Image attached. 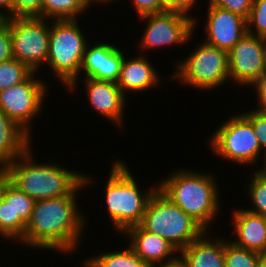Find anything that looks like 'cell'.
<instances>
[{"label": "cell", "mask_w": 266, "mask_h": 267, "mask_svg": "<svg viewBox=\"0 0 266 267\" xmlns=\"http://www.w3.org/2000/svg\"><path fill=\"white\" fill-rule=\"evenodd\" d=\"M83 82L88 102L94 111L123 129L127 99L117 83L92 78H83Z\"/></svg>", "instance_id": "5bb4252c"}, {"label": "cell", "mask_w": 266, "mask_h": 267, "mask_svg": "<svg viewBox=\"0 0 266 267\" xmlns=\"http://www.w3.org/2000/svg\"><path fill=\"white\" fill-rule=\"evenodd\" d=\"M127 247V248H126ZM121 251L100 252L83 260V267H149L128 246Z\"/></svg>", "instance_id": "7402d4cb"}, {"label": "cell", "mask_w": 266, "mask_h": 267, "mask_svg": "<svg viewBox=\"0 0 266 267\" xmlns=\"http://www.w3.org/2000/svg\"><path fill=\"white\" fill-rule=\"evenodd\" d=\"M90 44L84 51L81 63L83 78L117 82L125 53L110 42Z\"/></svg>", "instance_id": "9a60e30c"}, {"label": "cell", "mask_w": 266, "mask_h": 267, "mask_svg": "<svg viewBox=\"0 0 266 267\" xmlns=\"http://www.w3.org/2000/svg\"><path fill=\"white\" fill-rule=\"evenodd\" d=\"M198 44L193 53L175 64L176 72L170 78L202 91L220 88L230 81L228 53L204 41Z\"/></svg>", "instance_id": "52a82bcc"}, {"label": "cell", "mask_w": 266, "mask_h": 267, "mask_svg": "<svg viewBox=\"0 0 266 267\" xmlns=\"http://www.w3.org/2000/svg\"><path fill=\"white\" fill-rule=\"evenodd\" d=\"M233 234L229 240L237 247L266 254V217L247 211L244 208L233 209Z\"/></svg>", "instance_id": "e0dca14e"}, {"label": "cell", "mask_w": 266, "mask_h": 267, "mask_svg": "<svg viewBox=\"0 0 266 267\" xmlns=\"http://www.w3.org/2000/svg\"><path fill=\"white\" fill-rule=\"evenodd\" d=\"M33 71L14 57L0 63V92L23 82Z\"/></svg>", "instance_id": "cb8c5ba5"}, {"label": "cell", "mask_w": 266, "mask_h": 267, "mask_svg": "<svg viewBox=\"0 0 266 267\" xmlns=\"http://www.w3.org/2000/svg\"><path fill=\"white\" fill-rule=\"evenodd\" d=\"M25 230L26 224L21 219H13L11 182L7 180L0 193V236L18 243L24 237Z\"/></svg>", "instance_id": "44dd1931"}, {"label": "cell", "mask_w": 266, "mask_h": 267, "mask_svg": "<svg viewBox=\"0 0 266 267\" xmlns=\"http://www.w3.org/2000/svg\"><path fill=\"white\" fill-rule=\"evenodd\" d=\"M252 87L255 89L257 96V108L254 109L266 113V74H264L260 79H258Z\"/></svg>", "instance_id": "e575fe53"}, {"label": "cell", "mask_w": 266, "mask_h": 267, "mask_svg": "<svg viewBox=\"0 0 266 267\" xmlns=\"http://www.w3.org/2000/svg\"><path fill=\"white\" fill-rule=\"evenodd\" d=\"M78 19L51 20L48 65L66 90L73 92L80 78V68L88 38L81 31ZM87 40H86V39ZM73 90V91H72Z\"/></svg>", "instance_id": "5b68a950"}, {"label": "cell", "mask_w": 266, "mask_h": 267, "mask_svg": "<svg viewBox=\"0 0 266 267\" xmlns=\"http://www.w3.org/2000/svg\"><path fill=\"white\" fill-rule=\"evenodd\" d=\"M207 233L205 231L179 252L187 267H225V238L211 240L212 233Z\"/></svg>", "instance_id": "d6986e66"}, {"label": "cell", "mask_w": 266, "mask_h": 267, "mask_svg": "<svg viewBox=\"0 0 266 267\" xmlns=\"http://www.w3.org/2000/svg\"><path fill=\"white\" fill-rule=\"evenodd\" d=\"M139 225L144 230L167 240L178 252L205 232L195 220L158 188L150 197Z\"/></svg>", "instance_id": "8992f818"}, {"label": "cell", "mask_w": 266, "mask_h": 267, "mask_svg": "<svg viewBox=\"0 0 266 267\" xmlns=\"http://www.w3.org/2000/svg\"><path fill=\"white\" fill-rule=\"evenodd\" d=\"M12 8L13 0H0V20L12 18Z\"/></svg>", "instance_id": "d590c367"}, {"label": "cell", "mask_w": 266, "mask_h": 267, "mask_svg": "<svg viewBox=\"0 0 266 267\" xmlns=\"http://www.w3.org/2000/svg\"><path fill=\"white\" fill-rule=\"evenodd\" d=\"M31 137L0 109V166L24 154L32 146Z\"/></svg>", "instance_id": "ffe728a7"}, {"label": "cell", "mask_w": 266, "mask_h": 267, "mask_svg": "<svg viewBox=\"0 0 266 267\" xmlns=\"http://www.w3.org/2000/svg\"><path fill=\"white\" fill-rule=\"evenodd\" d=\"M113 161L106 180L104 198L109 219L116 232L122 234L126 229L141 223L150 197L158 185L142 190L126 162L119 158Z\"/></svg>", "instance_id": "277c9868"}, {"label": "cell", "mask_w": 266, "mask_h": 267, "mask_svg": "<svg viewBox=\"0 0 266 267\" xmlns=\"http://www.w3.org/2000/svg\"><path fill=\"white\" fill-rule=\"evenodd\" d=\"M225 239V267H258L260 253L235 246Z\"/></svg>", "instance_id": "d4e9b609"}, {"label": "cell", "mask_w": 266, "mask_h": 267, "mask_svg": "<svg viewBox=\"0 0 266 267\" xmlns=\"http://www.w3.org/2000/svg\"><path fill=\"white\" fill-rule=\"evenodd\" d=\"M32 150L31 146L6 169L8 180L35 201L70 195L84 181V173L56 162L36 163Z\"/></svg>", "instance_id": "3957f363"}, {"label": "cell", "mask_w": 266, "mask_h": 267, "mask_svg": "<svg viewBox=\"0 0 266 267\" xmlns=\"http://www.w3.org/2000/svg\"><path fill=\"white\" fill-rule=\"evenodd\" d=\"M12 17L43 18V0H13Z\"/></svg>", "instance_id": "f1b7e54d"}, {"label": "cell", "mask_w": 266, "mask_h": 267, "mask_svg": "<svg viewBox=\"0 0 266 267\" xmlns=\"http://www.w3.org/2000/svg\"><path fill=\"white\" fill-rule=\"evenodd\" d=\"M33 71L23 82L0 92V109L31 136V122L43 109L48 84ZM46 95V96H45Z\"/></svg>", "instance_id": "30bf717a"}, {"label": "cell", "mask_w": 266, "mask_h": 267, "mask_svg": "<svg viewBox=\"0 0 266 267\" xmlns=\"http://www.w3.org/2000/svg\"><path fill=\"white\" fill-rule=\"evenodd\" d=\"M157 182L158 189L205 231L221 210L219 186L212 173L181 169ZM215 218V219H214Z\"/></svg>", "instance_id": "7a4b0ae2"}, {"label": "cell", "mask_w": 266, "mask_h": 267, "mask_svg": "<svg viewBox=\"0 0 266 267\" xmlns=\"http://www.w3.org/2000/svg\"><path fill=\"white\" fill-rule=\"evenodd\" d=\"M191 16L179 11H165L140 17V20L147 21L139 43L141 49L149 51L166 46L174 47L193 40L197 19Z\"/></svg>", "instance_id": "8fae6325"}, {"label": "cell", "mask_w": 266, "mask_h": 267, "mask_svg": "<svg viewBox=\"0 0 266 267\" xmlns=\"http://www.w3.org/2000/svg\"><path fill=\"white\" fill-rule=\"evenodd\" d=\"M5 20L10 26L13 57L38 72L46 64L49 53L50 24L47 19L12 17Z\"/></svg>", "instance_id": "9c48e42d"}, {"label": "cell", "mask_w": 266, "mask_h": 267, "mask_svg": "<svg viewBox=\"0 0 266 267\" xmlns=\"http://www.w3.org/2000/svg\"><path fill=\"white\" fill-rule=\"evenodd\" d=\"M166 11H179L190 15L191 9L195 8L197 0H161Z\"/></svg>", "instance_id": "836d02e7"}, {"label": "cell", "mask_w": 266, "mask_h": 267, "mask_svg": "<svg viewBox=\"0 0 266 267\" xmlns=\"http://www.w3.org/2000/svg\"><path fill=\"white\" fill-rule=\"evenodd\" d=\"M253 0H209L208 4L229 10L248 19Z\"/></svg>", "instance_id": "4dcf8cb0"}, {"label": "cell", "mask_w": 266, "mask_h": 267, "mask_svg": "<svg viewBox=\"0 0 266 267\" xmlns=\"http://www.w3.org/2000/svg\"><path fill=\"white\" fill-rule=\"evenodd\" d=\"M247 32L266 39V0H253Z\"/></svg>", "instance_id": "83f0119b"}, {"label": "cell", "mask_w": 266, "mask_h": 267, "mask_svg": "<svg viewBox=\"0 0 266 267\" xmlns=\"http://www.w3.org/2000/svg\"><path fill=\"white\" fill-rule=\"evenodd\" d=\"M228 60L230 81L251 87L266 74V39L247 32L228 52Z\"/></svg>", "instance_id": "7c38bea8"}, {"label": "cell", "mask_w": 266, "mask_h": 267, "mask_svg": "<svg viewBox=\"0 0 266 267\" xmlns=\"http://www.w3.org/2000/svg\"><path fill=\"white\" fill-rule=\"evenodd\" d=\"M258 267H266V254H261Z\"/></svg>", "instance_id": "60d3db41"}, {"label": "cell", "mask_w": 266, "mask_h": 267, "mask_svg": "<svg viewBox=\"0 0 266 267\" xmlns=\"http://www.w3.org/2000/svg\"><path fill=\"white\" fill-rule=\"evenodd\" d=\"M8 180V173L5 166H0V193L3 185Z\"/></svg>", "instance_id": "74e56055"}, {"label": "cell", "mask_w": 266, "mask_h": 267, "mask_svg": "<svg viewBox=\"0 0 266 267\" xmlns=\"http://www.w3.org/2000/svg\"><path fill=\"white\" fill-rule=\"evenodd\" d=\"M35 200L11 183V209L13 219H21L26 225L31 217Z\"/></svg>", "instance_id": "4316f807"}, {"label": "cell", "mask_w": 266, "mask_h": 267, "mask_svg": "<svg viewBox=\"0 0 266 267\" xmlns=\"http://www.w3.org/2000/svg\"><path fill=\"white\" fill-rule=\"evenodd\" d=\"M152 267H187V264L182 256H180V254L178 253V255L174 259L159 263V266H157L156 264Z\"/></svg>", "instance_id": "8d00e7d4"}, {"label": "cell", "mask_w": 266, "mask_h": 267, "mask_svg": "<svg viewBox=\"0 0 266 267\" xmlns=\"http://www.w3.org/2000/svg\"><path fill=\"white\" fill-rule=\"evenodd\" d=\"M94 179L84 174V181L70 195L36 200L24 237L19 241L21 245L62 254L76 252L87 229V219L77 206V194L91 186Z\"/></svg>", "instance_id": "6da1fadb"}, {"label": "cell", "mask_w": 266, "mask_h": 267, "mask_svg": "<svg viewBox=\"0 0 266 267\" xmlns=\"http://www.w3.org/2000/svg\"><path fill=\"white\" fill-rule=\"evenodd\" d=\"M142 53L134 58L124 56L121 65L119 79L116 82L127 97V92H143L152 89L161 82L158 70L152 65V62Z\"/></svg>", "instance_id": "ac0fdd59"}, {"label": "cell", "mask_w": 266, "mask_h": 267, "mask_svg": "<svg viewBox=\"0 0 266 267\" xmlns=\"http://www.w3.org/2000/svg\"><path fill=\"white\" fill-rule=\"evenodd\" d=\"M263 160L264 165H262L261 168H258V170L255 169V171L266 178V152L263 154Z\"/></svg>", "instance_id": "f35d334b"}, {"label": "cell", "mask_w": 266, "mask_h": 267, "mask_svg": "<svg viewBox=\"0 0 266 267\" xmlns=\"http://www.w3.org/2000/svg\"><path fill=\"white\" fill-rule=\"evenodd\" d=\"M132 4L139 18L166 11L161 0H132Z\"/></svg>", "instance_id": "d6a6232c"}, {"label": "cell", "mask_w": 266, "mask_h": 267, "mask_svg": "<svg viewBox=\"0 0 266 267\" xmlns=\"http://www.w3.org/2000/svg\"><path fill=\"white\" fill-rule=\"evenodd\" d=\"M248 188L245 190L249 196L253 208H246L247 211L266 217V178L254 170Z\"/></svg>", "instance_id": "484cf974"}, {"label": "cell", "mask_w": 266, "mask_h": 267, "mask_svg": "<svg viewBox=\"0 0 266 267\" xmlns=\"http://www.w3.org/2000/svg\"><path fill=\"white\" fill-rule=\"evenodd\" d=\"M87 9L83 0H43V18L47 20H75Z\"/></svg>", "instance_id": "603a6c76"}, {"label": "cell", "mask_w": 266, "mask_h": 267, "mask_svg": "<svg viewBox=\"0 0 266 267\" xmlns=\"http://www.w3.org/2000/svg\"><path fill=\"white\" fill-rule=\"evenodd\" d=\"M113 1H115V0H87V8L89 9L90 7V5L91 4H94L93 2H96L97 3V5H98V3L99 4H105L106 3V5H107V3H111V2H113Z\"/></svg>", "instance_id": "ab89813d"}, {"label": "cell", "mask_w": 266, "mask_h": 267, "mask_svg": "<svg viewBox=\"0 0 266 267\" xmlns=\"http://www.w3.org/2000/svg\"><path fill=\"white\" fill-rule=\"evenodd\" d=\"M253 126L263 153L266 152V113L257 110L241 113Z\"/></svg>", "instance_id": "f546056e"}, {"label": "cell", "mask_w": 266, "mask_h": 267, "mask_svg": "<svg viewBox=\"0 0 266 267\" xmlns=\"http://www.w3.org/2000/svg\"><path fill=\"white\" fill-rule=\"evenodd\" d=\"M122 234L130 239L128 247L149 267L172 260L179 253L167 240L144 230L140 225L126 229Z\"/></svg>", "instance_id": "2e32d148"}, {"label": "cell", "mask_w": 266, "mask_h": 267, "mask_svg": "<svg viewBox=\"0 0 266 267\" xmlns=\"http://www.w3.org/2000/svg\"><path fill=\"white\" fill-rule=\"evenodd\" d=\"M83 1H84L85 5H86V7H87V0H83Z\"/></svg>", "instance_id": "b9f144b4"}, {"label": "cell", "mask_w": 266, "mask_h": 267, "mask_svg": "<svg viewBox=\"0 0 266 267\" xmlns=\"http://www.w3.org/2000/svg\"><path fill=\"white\" fill-rule=\"evenodd\" d=\"M232 115L208 138L211 152L219 159L254 166L263 152L253 126L241 113Z\"/></svg>", "instance_id": "ba28073f"}, {"label": "cell", "mask_w": 266, "mask_h": 267, "mask_svg": "<svg viewBox=\"0 0 266 267\" xmlns=\"http://www.w3.org/2000/svg\"><path fill=\"white\" fill-rule=\"evenodd\" d=\"M13 58L12 37L9 23L0 20V63Z\"/></svg>", "instance_id": "1f68e13d"}, {"label": "cell", "mask_w": 266, "mask_h": 267, "mask_svg": "<svg viewBox=\"0 0 266 267\" xmlns=\"http://www.w3.org/2000/svg\"><path fill=\"white\" fill-rule=\"evenodd\" d=\"M207 7L204 42L228 53L247 33V19L211 4Z\"/></svg>", "instance_id": "4fadbf2b"}]
</instances>
